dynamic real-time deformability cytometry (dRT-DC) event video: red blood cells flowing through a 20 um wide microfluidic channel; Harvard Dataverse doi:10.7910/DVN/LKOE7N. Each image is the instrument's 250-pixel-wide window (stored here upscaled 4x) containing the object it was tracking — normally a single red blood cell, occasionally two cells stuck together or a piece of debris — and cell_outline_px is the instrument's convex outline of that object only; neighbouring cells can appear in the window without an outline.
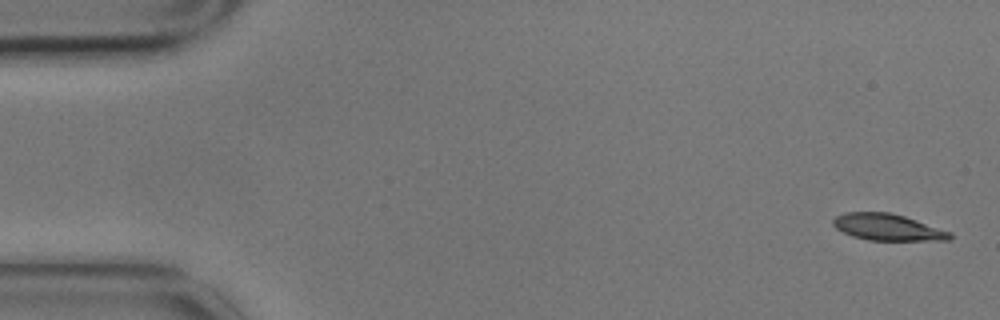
{"species": "common noctule bat (a hibernating species)", "species_latin": "Nyctalus noctula", "temperature_condition": "cold", "stored_images_in_passage": 6, "camera_frame_rate_fps": 3000, "um_per_image_px": 0.085, "animal": {"sex": "male", "body_mass_g": 17.9}, "frame": {"image": 1, "passage_image": 1, "time_ms": 0.0, "image_size_px": [1000, 320], "cell_outline_px": [[952, 240], [868, 240], [852, 236], [836, 228], [832, 224], [832, 220], [836, 216], [844, 212], [888, 212], [904, 216], [952, 232]], "centroid_in_image_um": [75.44, 19.31], "position_along_channel_um": 9.6, "area_um2": 18.03}}
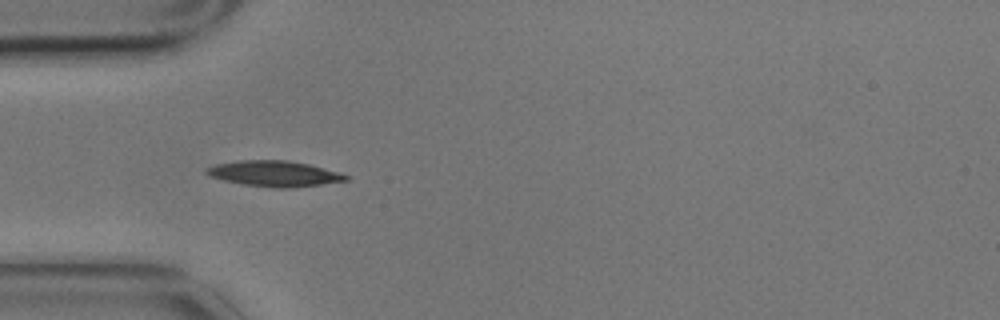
{"frame": {"image": 2, "passage_image": 5, "time_ms": 1.333, "image_size_px": [1000, 320], "cell_outline_px": [[348, 180], [292, 188], [272, 188], [244, 184], [224, 180], [208, 176], [204, 172], [208, 168], [216, 164], [240, 160], [288, 160], [308, 164], [340, 172], [348, 176]], "centroid_in_image_um": [23.31, 14.76], "position_along_channel_um": 61.7, "area_um2": 20.75}}